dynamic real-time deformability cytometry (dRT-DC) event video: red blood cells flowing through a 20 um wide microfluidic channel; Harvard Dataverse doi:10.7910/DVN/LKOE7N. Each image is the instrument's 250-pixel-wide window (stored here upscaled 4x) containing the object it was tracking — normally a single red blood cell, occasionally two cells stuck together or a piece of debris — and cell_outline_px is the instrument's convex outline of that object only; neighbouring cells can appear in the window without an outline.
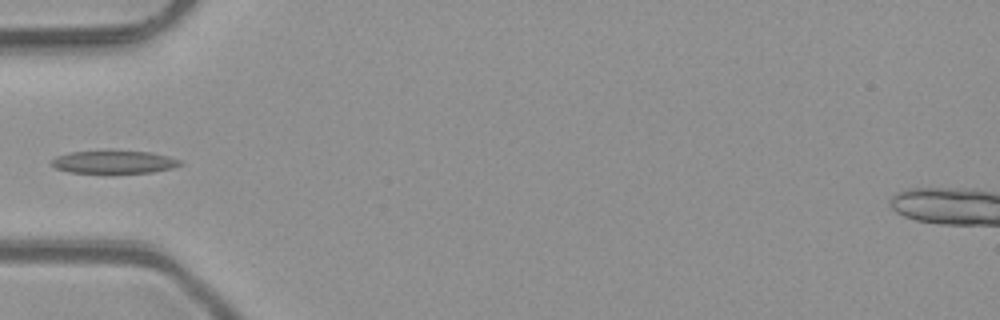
{"species": "common noctule bat (a hibernating species)", "species_latin": "Nyctalus noctula", "temperature_condition": "room temperature", "stored_images_in_passage": 34, "camera_frame_rate_fps": 3000, "um_per_image_px": 0.085, "animal": {"sex": "male", "body_mass_g": 23.1, "forearm_length_mm": 52.7}, "frame": {"image": 1, "passage_image": 1, "time_ms": 0.0, "image_size_px": [1000, 320], "cell_outline_px": [[184, 164], [172, 168], [152, 172], [112, 176], [108, 176], [68, 172], [56, 168], [52, 164], [52, 160], [56, 156], [72, 152], [112, 148], [152, 152], [168, 156], [180, 160]], "centroid_in_image_um": [9.69, 13.78], "position_along_channel_um": 75.3, "area_um2": 18.9}}
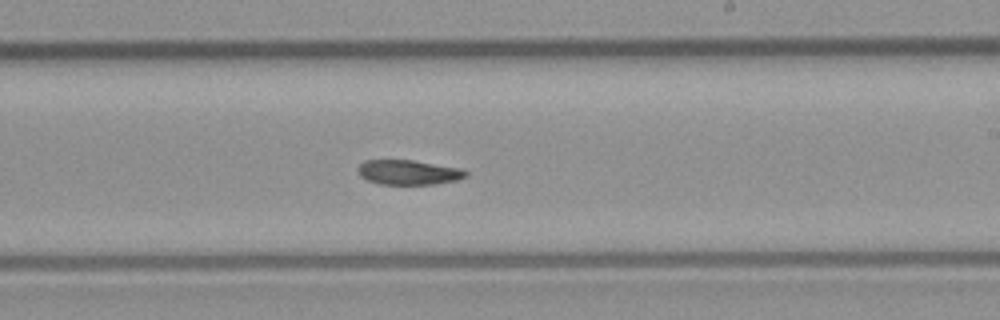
{"frame": {"image": 2, "passage_image": 14, "time_ms": 4.333, "image_size_px": [1000, 320], "cell_outline_px": [[468, 176], [456, 180], [436, 184], [380, 184], [368, 180], [360, 176], [356, 172], [356, 168], [364, 160], [412, 160], [460, 168], [468, 172]], "centroid_in_image_um": [34.69, 14.64], "position_along_channel_um": 254.3, "area_um2": 15.61}}
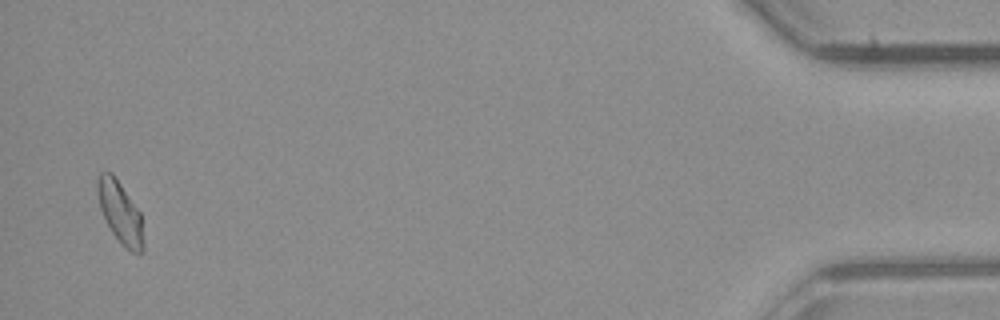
{"frame": {"image": 3, "passage_image": 33, "time_ms": 10.667, "image_size_px": [1000, 320], "cell_outline_px": [[144, 252], [140, 256], [132, 252], [120, 244], [104, 220], [100, 208], [96, 192], [96, 176], [100, 172], [112, 172], [140, 212], [144, 244]], "centroid_in_image_um": [10.2, 18.08], "position_along_channel_um": 425.0, "area_um2": 16.94}}